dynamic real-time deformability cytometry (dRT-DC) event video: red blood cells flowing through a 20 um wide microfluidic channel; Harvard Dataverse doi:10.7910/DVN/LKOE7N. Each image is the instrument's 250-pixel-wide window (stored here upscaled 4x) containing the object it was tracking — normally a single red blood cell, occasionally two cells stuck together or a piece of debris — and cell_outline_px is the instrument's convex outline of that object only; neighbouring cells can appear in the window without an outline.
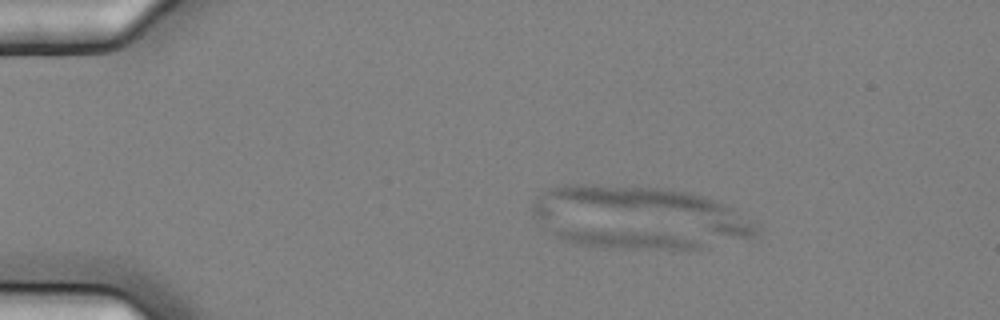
{"species": "common noctule bat (a hibernating species)", "species_latin": "Nyctalus noctula", "temperature_condition": "cold", "stored_images_in_passage": 4, "camera_frame_rate_fps": 3000, "um_per_image_px": 0.085, "animal": {"sex": "female", "body_mass_g": 25.1}, "frame": {"image": 1, "passage_image": 2, "time_ms": 0.333, "image_size_px": [1000, 320], "cell_outline_px": [[700, 248], [604, 248], [580, 244], [560, 240], [552, 236], [552, 228], [576, 228], [656, 232], [696, 240], [700, 244]], "centroid_in_image_um": [52.92, 20.3], "position_along_channel_um": 32.1, "area_um2": 15.72}}